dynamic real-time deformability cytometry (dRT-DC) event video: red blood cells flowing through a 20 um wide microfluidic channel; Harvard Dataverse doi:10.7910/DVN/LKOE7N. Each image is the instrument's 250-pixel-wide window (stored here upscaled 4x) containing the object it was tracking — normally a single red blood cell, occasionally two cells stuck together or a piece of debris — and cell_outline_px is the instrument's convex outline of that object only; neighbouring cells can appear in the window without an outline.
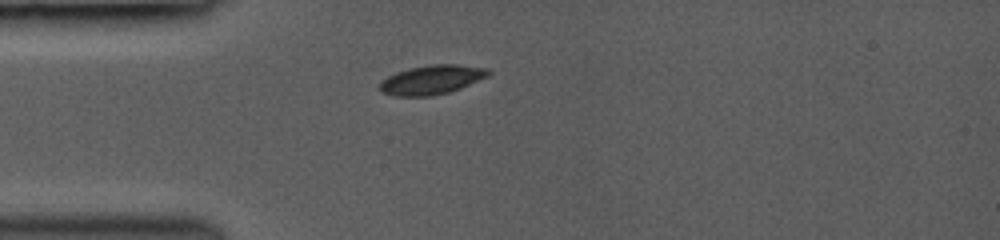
{"species": "common noctule bat (a hibernating species)", "species_latin": "Nyctalus noctula", "temperature_condition": "room temperature", "stored_images_in_passage": 4, "camera_frame_rate_fps": 3000, "um_per_image_px": 0.085, "animal": {"sex": "female", "body_mass_g": 19.0, "forearm_length_mm": 53.3}, "frame": {"image": 1, "passage_image": 1, "time_ms": 0.0, "image_size_px": [1000, 240], "cell_outline_px": [[492, 72], [488, 76], [460, 88], [448, 92], [432, 96], [392, 96], [380, 92], [380, 80], [396, 72], [412, 68], [432, 64], [456, 64], [488, 68]], "centroid_in_image_um": [36.68, 6.78], "position_along_channel_um": 48.3, "area_um2": 18.5}}
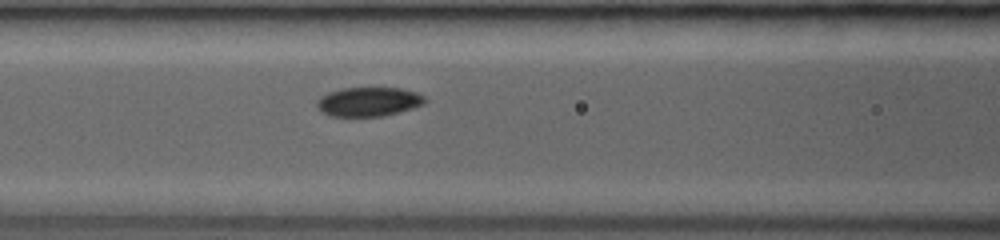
{"frame": {"image": 2, "passage_image": 4, "time_ms": 2.333, "image_size_px": [1000, 240], "cell_outline_px": [[428, 100], [424, 104], [400, 112], [384, 116], [328, 116], [320, 112], [316, 108], [316, 100], [320, 96], [328, 92], [344, 88], [400, 88], [416, 92], [424, 96]], "centroid_in_image_um": [31.3, 8.65], "position_along_channel_um": 135.3, "area_um2": 18.61}}